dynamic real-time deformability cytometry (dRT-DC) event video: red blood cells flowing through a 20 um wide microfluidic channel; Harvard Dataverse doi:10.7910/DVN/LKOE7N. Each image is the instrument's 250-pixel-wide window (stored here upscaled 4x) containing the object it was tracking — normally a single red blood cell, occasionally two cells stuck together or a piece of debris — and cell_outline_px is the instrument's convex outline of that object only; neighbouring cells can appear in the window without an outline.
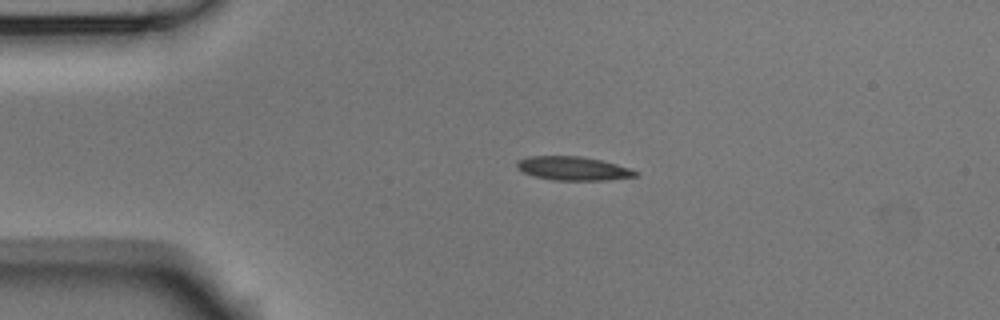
{"species": "Egyptian fruit bat (a non-hibernating species)", "species_latin": "Rousettus aegyptiacus", "temperature_condition": "room temperature", "stored_images_in_passage": 3, "camera_frame_rate_fps": 3000, "um_per_image_px": 0.085, "animal": {"sex": "male"}, "frame": {"image": 1, "passage_image": 2, "time_ms": 0.333, "image_size_px": [1000, 320], "cell_outline_px": [[640, 172], [636, 176], [604, 180], [552, 180], [532, 176], [516, 168], [516, 160], [528, 156], [580, 156], [600, 160], [616, 164]], "centroid_in_image_um": [48.65, 14.31], "position_along_channel_um": 36.3, "area_um2": 16.42}}